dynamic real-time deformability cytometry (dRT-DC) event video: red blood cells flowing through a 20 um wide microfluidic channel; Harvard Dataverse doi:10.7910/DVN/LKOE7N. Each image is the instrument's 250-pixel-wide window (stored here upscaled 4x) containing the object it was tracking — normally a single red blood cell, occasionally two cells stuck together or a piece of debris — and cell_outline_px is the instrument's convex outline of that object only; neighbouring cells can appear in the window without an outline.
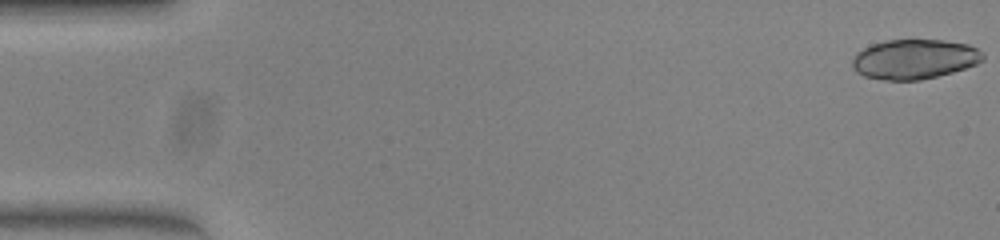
{"species": "common noctule bat (a hibernating species)", "species_latin": "Nyctalus noctula", "temperature_condition": "warm", "stored_images_in_passage": 50, "camera_frame_rate_fps": 3000, "um_per_image_px": 0.085, "animal": {"sex": "female", "body_mass_g": 23.0, "forearm_length_mm": 53.4}, "frame": {"image": 1, "passage_image": 1, "time_ms": 0.0, "image_size_px": [1000, 240], "cell_outline_px": [[984, 60], [976, 64], [952, 72], [920, 80], [884, 80], [864, 76], [856, 72], [852, 68], [852, 60], [856, 52], [872, 44], [884, 40], [944, 40], [968, 44], [984, 52]], "centroid_in_image_um": [77.71, 5.02], "position_along_channel_um": 7.3, "area_um2": 30.35}}